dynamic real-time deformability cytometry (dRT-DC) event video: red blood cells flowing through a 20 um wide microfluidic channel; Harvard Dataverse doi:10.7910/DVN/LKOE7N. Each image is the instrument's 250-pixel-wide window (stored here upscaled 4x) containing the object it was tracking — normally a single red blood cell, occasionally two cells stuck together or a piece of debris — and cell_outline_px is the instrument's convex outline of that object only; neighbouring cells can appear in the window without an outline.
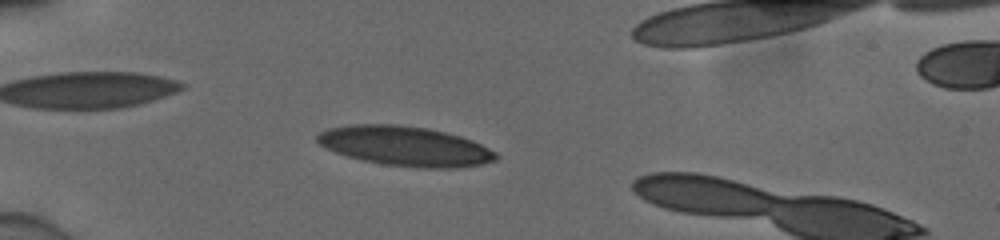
{"species": "human", "species_latin": "Homo sapiens", "temperature_condition": "cold", "stored_images_in_passage": 41, "camera_frame_rate_fps": 3000, "um_per_image_px": 0.085, "donor": {"sex": "male"}, "frame": {"image": 1, "passage_image": 6, "time_ms": 1.667, "image_size_px": [1000, 240], "cell_outline_px": [[500, 156], [496, 160], [480, 164], [456, 168], [420, 168], [384, 164], [364, 160], [348, 156], [336, 152], [320, 144], [316, 140], [316, 136], [320, 132], [328, 128], [352, 124], [396, 124], [428, 128], [460, 136], [472, 140], [496, 152]], "centroid_in_image_um": [34.45, 12.41], "position_along_channel_um": 50.5, "area_um2": 41.15}}
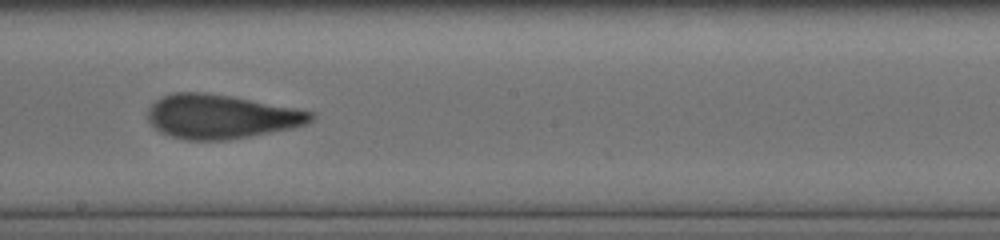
{"frame": {"image": 2, "passage_image": 22, "time_ms": 7.0, "image_size_px": [1000, 240], "cell_outline_px": [[316, 116], [312, 120], [304, 124], [292, 128], [228, 140], [184, 140], [160, 132], [148, 120], [148, 108], [156, 100], [172, 92], [204, 92], [232, 96], [296, 108], [312, 112]], "centroid_in_image_um": [18.77, 9.9], "position_along_channel_um": 229.4, "area_um2": 41.79}}
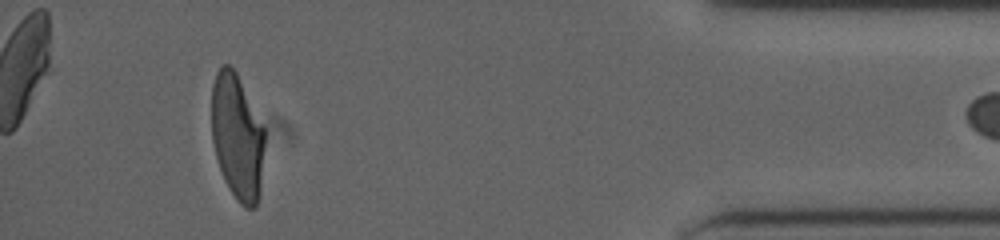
{"frame": {"image": 3, "passage_image": 40, "time_ms": 13.0, "image_size_px": [1000, 240], "cell_outline_px": [[264, 144], [260, 188], [256, 204], [252, 208], [244, 208], [236, 200], [228, 188], [224, 180], [216, 156], [212, 140], [212, 84], [216, 72], [224, 64], [228, 64], [236, 72], [264, 128]], "centroid_in_image_um": [20.15, 11.64], "position_along_channel_um": 415.1, "area_um2": 38.55}}